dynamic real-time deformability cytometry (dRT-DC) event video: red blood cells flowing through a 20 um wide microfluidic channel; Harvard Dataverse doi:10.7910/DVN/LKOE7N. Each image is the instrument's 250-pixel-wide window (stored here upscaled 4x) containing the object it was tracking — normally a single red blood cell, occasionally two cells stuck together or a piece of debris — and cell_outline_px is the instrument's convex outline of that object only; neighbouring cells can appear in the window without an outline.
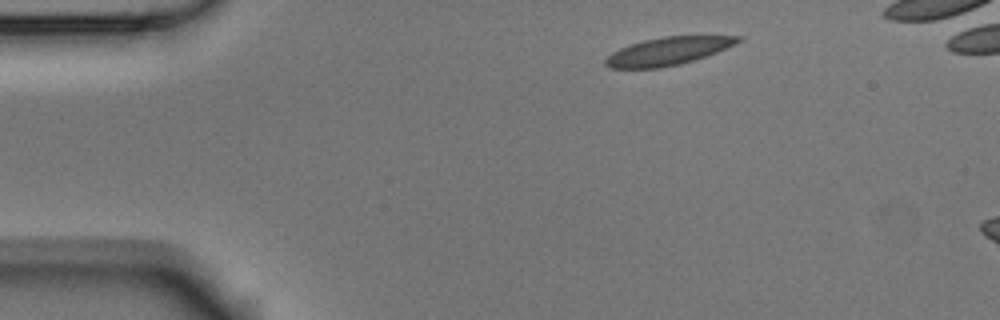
{"species": "Egyptian fruit bat (a non-hibernating species)", "species_latin": "Rousettus aegyptiacus", "temperature_condition": "room temperature", "stored_images_in_passage": 3, "camera_frame_rate_fps": 3000, "um_per_image_px": 0.085, "animal": {"sex": "male"}, "frame": {"image": 1, "passage_image": 1, "time_ms": 0.0, "image_size_px": [1000, 320], "cell_outline_px": [[744, 40], [736, 44], [716, 52], [680, 64], [660, 68], [612, 68], [604, 64], [604, 60], [612, 52], [620, 48], [644, 40], [664, 36], [744, 36]], "centroid_in_image_um": [56.8, 4.34], "position_along_channel_um": 28.2, "area_um2": 21.33}}